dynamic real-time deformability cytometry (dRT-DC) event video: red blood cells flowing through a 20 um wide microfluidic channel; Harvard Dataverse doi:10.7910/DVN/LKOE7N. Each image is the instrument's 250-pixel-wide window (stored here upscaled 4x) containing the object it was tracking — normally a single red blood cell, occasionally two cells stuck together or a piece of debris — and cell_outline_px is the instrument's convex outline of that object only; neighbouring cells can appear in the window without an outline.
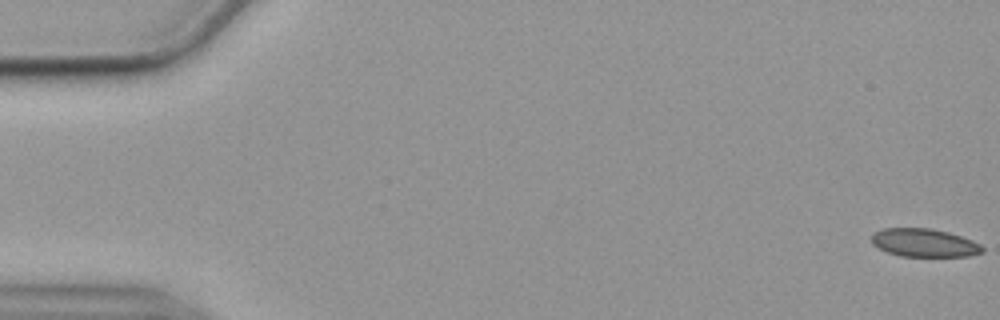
{"species": "common noctule bat (a hibernating species)", "species_latin": "Nyctalus noctula", "temperature_condition": "cold", "stored_images_in_passage": 57, "camera_frame_rate_fps": 3000, "um_per_image_px": 0.085, "animal": {"sex": "female", "body_mass_g": 19.9}, "frame": {"image": 1, "passage_image": 1, "time_ms": 0.0, "image_size_px": [1000, 320], "cell_outline_px": [[984, 252], [968, 256], [900, 256], [888, 252], [872, 244], [872, 232], [884, 228], [928, 228], [948, 232], [972, 240], [980, 244], [984, 248]], "centroid_in_image_um": [78.56, 20.63], "position_along_channel_um": 6.4, "area_um2": 18.15}}
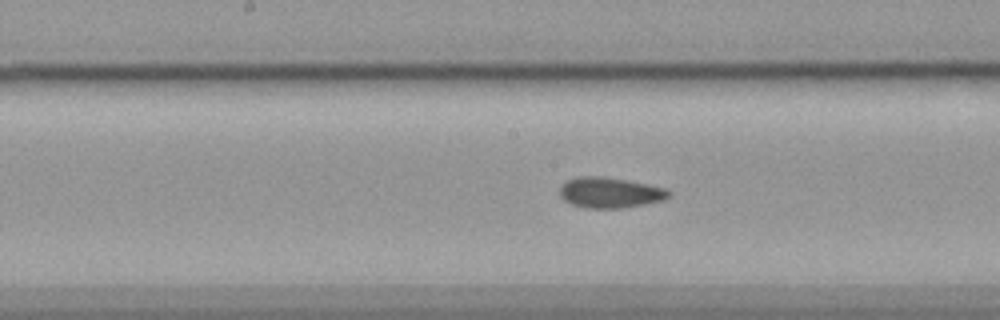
{"frame": {"image": 2, "passage_image": 29, "time_ms": 9.333, "image_size_px": [1000, 320], "cell_outline_px": [[672, 196], [664, 200], [644, 204], [620, 208], [584, 208], [572, 204], [564, 200], [560, 196], [560, 188], [568, 180], [576, 176], [604, 176], [668, 188], [672, 192]], "centroid_in_image_um": [51.89, 16.37], "position_along_channel_um": 196.3, "area_um2": 19.54}}
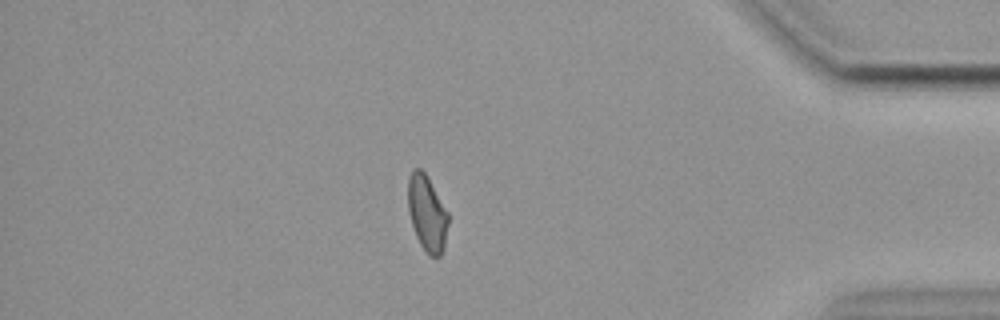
{"frame": {"image": 3, "passage_image": 49, "time_ms": 16.0, "image_size_px": [1000, 320], "cell_outline_px": [[448, 224], [444, 248], [440, 256], [428, 256], [420, 244], [416, 236], [408, 212], [408, 176], [412, 168], [420, 168], [424, 172], [448, 212]], "centroid_in_image_um": [36.28, 18.14], "position_along_channel_um": 398.9, "area_um2": 17.74}, "authors_computed_cell_mechanics": {"area_um2": 19.0162, "velocity_mm_per_s": 3.575, "shape_relaxation_time_tau1_ms": null, "shape_relaxation_time_tau2_ms": 2.9813, "deformation_change_tau1": null, "deformation_change_tau2": 0.0726}}